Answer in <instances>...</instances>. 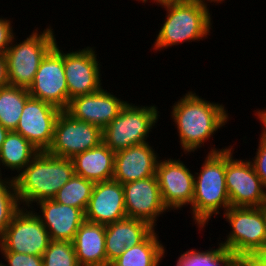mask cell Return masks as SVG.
Here are the masks:
<instances>
[{
  "label": "cell",
  "instance_id": "6da1fadb",
  "mask_svg": "<svg viewBox=\"0 0 266 266\" xmlns=\"http://www.w3.org/2000/svg\"><path fill=\"white\" fill-rule=\"evenodd\" d=\"M171 117L177 126L181 149L195 152L227 124L229 114L223 104L202 99L189 91L172 106Z\"/></svg>",
  "mask_w": 266,
  "mask_h": 266
},
{
  "label": "cell",
  "instance_id": "7a4b0ae2",
  "mask_svg": "<svg viewBox=\"0 0 266 266\" xmlns=\"http://www.w3.org/2000/svg\"><path fill=\"white\" fill-rule=\"evenodd\" d=\"M74 174L72 159L39 152L13 177L20 206L23 203L21 207L30 209L34 208L32 203L53 199Z\"/></svg>",
  "mask_w": 266,
  "mask_h": 266
},
{
  "label": "cell",
  "instance_id": "3957f363",
  "mask_svg": "<svg viewBox=\"0 0 266 266\" xmlns=\"http://www.w3.org/2000/svg\"><path fill=\"white\" fill-rule=\"evenodd\" d=\"M207 0H181L160 3L167 15L154 42L155 50L184 42L200 41L210 35L212 18Z\"/></svg>",
  "mask_w": 266,
  "mask_h": 266
},
{
  "label": "cell",
  "instance_id": "277c9868",
  "mask_svg": "<svg viewBox=\"0 0 266 266\" xmlns=\"http://www.w3.org/2000/svg\"><path fill=\"white\" fill-rule=\"evenodd\" d=\"M211 150L200 168L194 175V197L190 209L192 218L198 228H204L213 215L224 212L231 206L225 181V150Z\"/></svg>",
  "mask_w": 266,
  "mask_h": 266
},
{
  "label": "cell",
  "instance_id": "5b68a950",
  "mask_svg": "<svg viewBox=\"0 0 266 266\" xmlns=\"http://www.w3.org/2000/svg\"><path fill=\"white\" fill-rule=\"evenodd\" d=\"M223 213L232 230L220 244L243 264L266 245V208L230 206Z\"/></svg>",
  "mask_w": 266,
  "mask_h": 266
},
{
  "label": "cell",
  "instance_id": "8992f818",
  "mask_svg": "<svg viewBox=\"0 0 266 266\" xmlns=\"http://www.w3.org/2000/svg\"><path fill=\"white\" fill-rule=\"evenodd\" d=\"M40 33L37 29L33 30L29 37L19 44H15V36L13 37L5 52L9 85L28 89L42 59L55 46L57 41L52 27L48 26Z\"/></svg>",
  "mask_w": 266,
  "mask_h": 266
},
{
  "label": "cell",
  "instance_id": "52a82bcc",
  "mask_svg": "<svg viewBox=\"0 0 266 266\" xmlns=\"http://www.w3.org/2000/svg\"><path fill=\"white\" fill-rule=\"evenodd\" d=\"M155 105L136 106L128 103L103 130L102 142L113 152L147 142V137L159 118Z\"/></svg>",
  "mask_w": 266,
  "mask_h": 266
},
{
  "label": "cell",
  "instance_id": "ba28073f",
  "mask_svg": "<svg viewBox=\"0 0 266 266\" xmlns=\"http://www.w3.org/2000/svg\"><path fill=\"white\" fill-rule=\"evenodd\" d=\"M34 210L21 207L16 212L0 235V252L43 256L51 239Z\"/></svg>",
  "mask_w": 266,
  "mask_h": 266
},
{
  "label": "cell",
  "instance_id": "9c48e42d",
  "mask_svg": "<svg viewBox=\"0 0 266 266\" xmlns=\"http://www.w3.org/2000/svg\"><path fill=\"white\" fill-rule=\"evenodd\" d=\"M229 146L225 150V181L231 206L266 205V188L250 160L234 159Z\"/></svg>",
  "mask_w": 266,
  "mask_h": 266
},
{
  "label": "cell",
  "instance_id": "30bf717a",
  "mask_svg": "<svg viewBox=\"0 0 266 266\" xmlns=\"http://www.w3.org/2000/svg\"><path fill=\"white\" fill-rule=\"evenodd\" d=\"M102 142V130L91 123L77 120L66 110L61 111L54 127V137L47 152L72 159Z\"/></svg>",
  "mask_w": 266,
  "mask_h": 266
},
{
  "label": "cell",
  "instance_id": "8fae6325",
  "mask_svg": "<svg viewBox=\"0 0 266 266\" xmlns=\"http://www.w3.org/2000/svg\"><path fill=\"white\" fill-rule=\"evenodd\" d=\"M55 46L42 59L31 86V97L40 99L64 111L70 100L63 65V50Z\"/></svg>",
  "mask_w": 266,
  "mask_h": 266
},
{
  "label": "cell",
  "instance_id": "7c38bea8",
  "mask_svg": "<svg viewBox=\"0 0 266 266\" xmlns=\"http://www.w3.org/2000/svg\"><path fill=\"white\" fill-rule=\"evenodd\" d=\"M95 47L63 52V65L69 100L94 93L103 88L100 63Z\"/></svg>",
  "mask_w": 266,
  "mask_h": 266
},
{
  "label": "cell",
  "instance_id": "4fadbf2b",
  "mask_svg": "<svg viewBox=\"0 0 266 266\" xmlns=\"http://www.w3.org/2000/svg\"><path fill=\"white\" fill-rule=\"evenodd\" d=\"M155 175L163 204L168 211L192 205L195 174L180 159L159 160Z\"/></svg>",
  "mask_w": 266,
  "mask_h": 266
},
{
  "label": "cell",
  "instance_id": "5bb4252c",
  "mask_svg": "<svg viewBox=\"0 0 266 266\" xmlns=\"http://www.w3.org/2000/svg\"><path fill=\"white\" fill-rule=\"evenodd\" d=\"M60 112L55 106L30 96L14 132L21 134L40 152L47 151L52 144Z\"/></svg>",
  "mask_w": 266,
  "mask_h": 266
},
{
  "label": "cell",
  "instance_id": "9a60e30c",
  "mask_svg": "<svg viewBox=\"0 0 266 266\" xmlns=\"http://www.w3.org/2000/svg\"><path fill=\"white\" fill-rule=\"evenodd\" d=\"M123 190L126 217L145 221L156 228L157 217L168 210L156 176L123 184Z\"/></svg>",
  "mask_w": 266,
  "mask_h": 266
},
{
  "label": "cell",
  "instance_id": "2e32d148",
  "mask_svg": "<svg viewBox=\"0 0 266 266\" xmlns=\"http://www.w3.org/2000/svg\"><path fill=\"white\" fill-rule=\"evenodd\" d=\"M126 104L127 101L101 88L94 93L74 97L66 111L75 119L91 123L103 130Z\"/></svg>",
  "mask_w": 266,
  "mask_h": 266
},
{
  "label": "cell",
  "instance_id": "e0dca14e",
  "mask_svg": "<svg viewBox=\"0 0 266 266\" xmlns=\"http://www.w3.org/2000/svg\"><path fill=\"white\" fill-rule=\"evenodd\" d=\"M126 218L123 185L115 180L96 182L85 210V220L108 225Z\"/></svg>",
  "mask_w": 266,
  "mask_h": 266
},
{
  "label": "cell",
  "instance_id": "ac0fdd59",
  "mask_svg": "<svg viewBox=\"0 0 266 266\" xmlns=\"http://www.w3.org/2000/svg\"><path fill=\"white\" fill-rule=\"evenodd\" d=\"M149 142L130 146L115 152L113 180L126 184L156 176L159 161L157 152Z\"/></svg>",
  "mask_w": 266,
  "mask_h": 266
},
{
  "label": "cell",
  "instance_id": "d6986e66",
  "mask_svg": "<svg viewBox=\"0 0 266 266\" xmlns=\"http://www.w3.org/2000/svg\"><path fill=\"white\" fill-rule=\"evenodd\" d=\"M38 205L42 214L35 213L49 232L50 239L72 242L77 230L85 221V212L82 209L58 203L54 199L39 201Z\"/></svg>",
  "mask_w": 266,
  "mask_h": 266
},
{
  "label": "cell",
  "instance_id": "ffe728a7",
  "mask_svg": "<svg viewBox=\"0 0 266 266\" xmlns=\"http://www.w3.org/2000/svg\"><path fill=\"white\" fill-rule=\"evenodd\" d=\"M154 230L155 228L147 222L128 217L106 225L107 266H110L126 248L142 243Z\"/></svg>",
  "mask_w": 266,
  "mask_h": 266
},
{
  "label": "cell",
  "instance_id": "44dd1931",
  "mask_svg": "<svg viewBox=\"0 0 266 266\" xmlns=\"http://www.w3.org/2000/svg\"><path fill=\"white\" fill-rule=\"evenodd\" d=\"M72 243L79 266H107L105 225L85 220Z\"/></svg>",
  "mask_w": 266,
  "mask_h": 266
},
{
  "label": "cell",
  "instance_id": "7402d4cb",
  "mask_svg": "<svg viewBox=\"0 0 266 266\" xmlns=\"http://www.w3.org/2000/svg\"><path fill=\"white\" fill-rule=\"evenodd\" d=\"M75 175L96 182L113 179L115 152L103 142L72 158Z\"/></svg>",
  "mask_w": 266,
  "mask_h": 266
},
{
  "label": "cell",
  "instance_id": "603a6c76",
  "mask_svg": "<svg viewBox=\"0 0 266 266\" xmlns=\"http://www.w3.org/2000/svg\"><path fill=\"white\" fill-rule=\"evenodd\" d=\"M39 152L21 134L10 131L0 150V167L4 166L5 168L2 169L16 170L19 174ZM2 169L0 168V177H2Z\"/></svg>",
  "mask_w": 266,
  "mask_h": 266
},
{
  "label": "cell",
  "instance_id": "cb8c5ba5",
  "mask_svg": "<svg viewBox=\"0 0 266 266\" xmlns=\"http://www.w3.org/2000/svg\"><path fill=\"white\" fill-rule=\"evenodd\" d=\"M155 230L140 244L126 248L110 266H159L165 247Z\"/></svg>",
  "mask_w": 266,
  "mask_h": 266
},
{
  "label": "cell",
  "instance_id": "d4e9b609",
  "mask_svg": "<svg viewBox=\"0 0 266 266\" xmlns=\"http://www.w3.org/2000/svg\"><path fill=\"white\" fill-rule=\"evenodd\" d=\"M29 97L27 88L11 85L0 88V123L9 132L15 131Z\"/></svg>",
  "mask_w": 266,
  "mask_h": 266
},
{
  "label": "cell",
  "instance_id": "484cf974",
  "mask_svg": "<svg viewBox=\"0 0 266 266\" xmlns=\"http://www.w3.org/2000/svg\"><path fill=\"white\" fill-rule=\"evenodd\" d=\"M205 251L188 250L180 255L176 266H242V263L220 243Z\"/></svg>",
  "mask_w": 266,
  "mask_h": 266
},
{
  "label": "cell",
  "instance_id": "4316f807",
  "mask_svg": "<svg viewBox=\"0 0 266 266\" xmlns=\"http://www.w3.org/2000/svg\"><path fill=\"white\" fill-rule=\"evenodd\" d=\"M94 184L93 181L74 174L73 177L58 190L53 199L58 203L73 206L85 212Z\"/></svg>",
  "mask_w": 266,
  "mask_h": 266
},
{
  "label": "cell",
  "instance_id": "83f0119b",
  "mask_svg": "<svg viewBox=\"0 0 266 266\" xmlns=\"http://www.w3.org/2000/svg\"><path fill=\"white\" fill-rule=\"evenodd\" d=\"M20 208L14 178L0 177V235Z\"/></svg>",
  "mask_w": 266,
  "mask_h": 266
},
{
  "label": "cell",
  "instance_id": "f1b7e54d",
  "mask_svg": "<svg viewBox=\"0 0 266 266\" xmlns=\"http://www.w3.org/2000/svg\"><path fill=\"white\" fill-rule=\"evenodd\" d=\"M43 266H79L72 242L51 240L42 256Z\"/></svg>",
  "mask_w": 266,
  "mask_h": 266
},
{
  "label": "cell",
  "instance_id": "f546056e",
  "mask_svg": "<svg viewBox=\"0 0 266 266\" xmlns=\"http://www.w3.org/2000/svg\"><path fill=\"white\" fill-rule=\"evenodd\" d=\"M6 266H43L42 256L22 254L17 252H1Z\"/></svg>",
  "mask_w": 266,
  "mask_h": 266
},
{
  "label": "cell",
  "instance_id": "4dcf8cb0",
  "mask_svg": "<svg viewBox=\"0 0 266 266\" xmlns=\"http://www.w3.org/2000/svg\"><path fill=\"white\" fill-rule=\"evenodd\" d=\"M259 141L256 156L250 162L266 188V139L260 135Z\"/></svg>",
  "mask_w": 266,
  "mask_h": 266
},
{
  "label": "cell",
  "instance_id": "1f68e13d",
  "mask_svg": "<svg viewBox=\"0 0 266 266\" xmlns=\"http://www.w3.org/2000/svg\"><path fill=\"white\" fill-rule=\"evenodd\" d=\"M11 23L9 19L0 18V54H5L15 36Z\"/></svg>",
  "mask_w": 266,
  "mask_h": 266
},
{
  "label": "cell",
  "instance_id": "d6a6232c",
  "mask_svg": "<svg viewBox=\"0 0 266 266\" xmlns=\"http://www.w3.org/2000/svg\"><path fill=\"white\" fill-rule=\"evenodd\" d=\"M242 266H266V245L256 251Z\"/></svg>",
  "mask_w": 266,
  "mask_h": 266
},
{
  "label": "cell",
  "instance_id": "836d02e7",
  "mask_svg": "<svg viewBox=\"0 0 266 266\" xmlns=\"http://www.w3.org/2000/svg\"><path fill=\"white\" fill-rule=\"evenodd\" d=\"M9 85L7 60L5 54H0V88Z\"/></svg>",
  "mask_w": 266,
  "mask_h": 266
},
{
  "label": "cell",
  "instance_id": "e575fe53",
  "mask_svg": "<svg viewBox=\"0 0 266 266\" xmlns=\"http://www.w3.org/2000/svg\"><path fill=\"white\" fill-rule=\"evenodd\" d=\"M254 114L257 115V119H259L261 124L263 125L262 130H261L262 131L261 136L266 139V110L258 109V111Z\"/></svg>",
  "mask_w": 266,
  "mask_h": 266
},
{
  "label": "cell",
  "instance_id": "d590c367",
  "mask_svg": "<svg viewBox=\"0 0 266 266\" xmlns=\"http://www.w3.org/2000/svg\"><path fill=\"white\" fill-rule=\"evenodd\" d=\"M9 131L0 123V150Z\"/></svg>",
  "mask_w": 266,
  "mask_h": 266
},
{
  "label": "cell",
  "instance_id": "8d00e7d4",
  "mask_svg": "<svg viewBox=\"0 0 266 266\" xmlns=\"http://www.w3.org/2000/svg\"><path fill=\"white\" fill-rule=\"evenodd\" d=\"M154 3L156 2L157 4L164 3V2H169V1H181V0H152ZM148 2V0H146Z\"/></svg>",
  "mask_w": 266,
  "mask_h": 266
},
{
  "label": "cell",
  "instance_id": "74e56055",
  "mask_svg": "<svg viewBox=\"0 0 266 266\" xmlns=\"http://www.w3.org/2000/svg\"><path fill=\"white\" fill-rule=\"evenodd\" d=\"M207 1H209L210 3H212V2H216L217 4L218 3H220L221 4V2H223L224 0H207Z\"/></svg>",
  "mask_w": 266,
  "mask_h": 266
},
{
  "label": "cell",
  "instance_id": "f35d334b",
  "mask_svg": "<svg viewBox=\"0 0 266 266\" xmlns=\"http://www.w3.org/2000/svg\"><path fill=\"white\" fill-rule=\"evenodd\" d=\"M0 266H6V264L2 263V261L0 262Z\"/></svg>",
  "mask_w": 266,
  "mask_h": 266
}]
</instances>
